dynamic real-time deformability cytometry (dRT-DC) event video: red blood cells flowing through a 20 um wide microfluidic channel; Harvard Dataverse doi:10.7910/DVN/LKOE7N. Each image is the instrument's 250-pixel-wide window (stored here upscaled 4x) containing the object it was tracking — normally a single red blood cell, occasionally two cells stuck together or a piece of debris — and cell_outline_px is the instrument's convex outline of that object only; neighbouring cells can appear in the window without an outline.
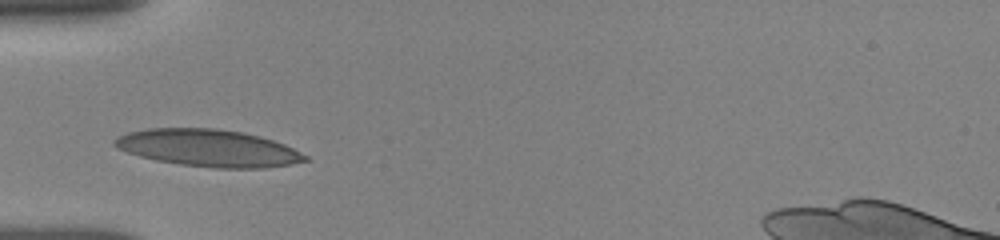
{"species": "human", "species_latin": "Homo sapiens", "temperature_condition": "room temperature", "stored_images_in_passage": 37, "camera_frame_rate_fps": 3000, "um_per_image_px": 0.085, "donor": {"sex": "female"}, "frame": {"image": 1, "passage_image": 1, "time_ms": 0.0, "image_size_px": [1000, 240], "cell_outline_px": [[308, 160], [292, 164], [264, 168], [216, 168], [180, 164], [156, 160], [140, 156], [116, 148], [112, 144], [112, 140], [116, 136], [128, 132], [148, 128], [216, 128], [244, 132], [260, 136], [284, 144], [308, 156]], "centroid_in_image_um": [17.68, 12.57], "position_along_channel_um": 67.3, "area_um2": 41.33}}
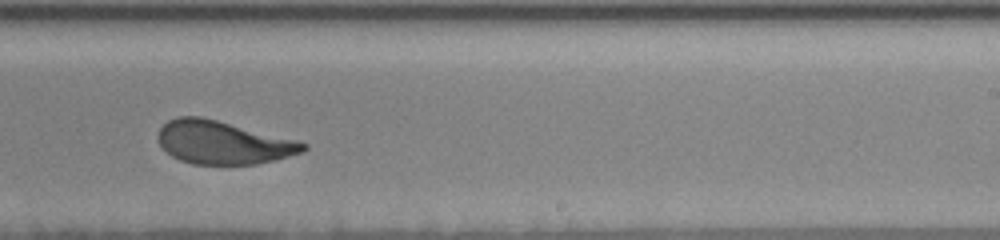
{"frame": {"image": 2, "passage_image": 19, "time_ms": 5.333, "image_size_px": [1000, 240], "cell_outline_px": [[308, 148], [304, 152], [256, 164], [192, 164], [180, 160], [172, 156], [160, 144], [160, 128], [168, 120], [176, 116], [200, 116], [296, 140], [308, 144]], "centroid_in_image_um": [18.96, 12.11], "position_along_channel_um": 270.0, "area_um2": 35.95}}
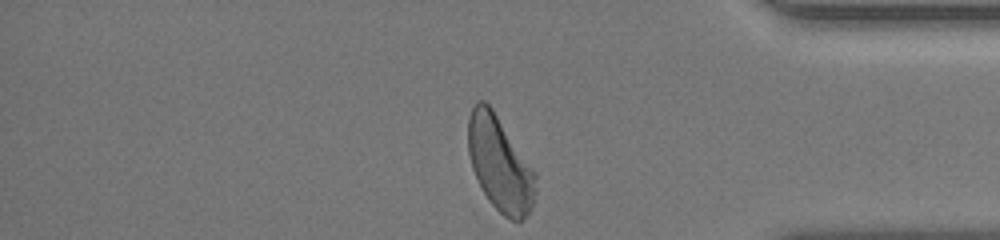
{"frame": {"image": 3, "passage_image": 37, "time_ms": 9.0, "image_size_px": [1000, 240], "cell_outline_px": [[536, 192], [532, 208], [528, 216], [520, 224], [504, 216], [488, 200], [472, 168], [468, 152], [468, 116], [476, 100], [484, 100], [492, 108], [536, 172]], "centroid_in_image_um": [42.51, 13.96], "position_along_channel_um": 392.7, "area_um2": 37.45}, "authors_computed_cell_mechanics": {"area_um2": 37.57, "velocity_mm_per_s": 3.8243, "shape_relaxation_time_tau1_ms": 3.1365, "shape_relaxation_time_tau2_ms": 0.7604, "deformation_change_tau1": 0.1524, "deformation_change_tau2": 0.0768}}